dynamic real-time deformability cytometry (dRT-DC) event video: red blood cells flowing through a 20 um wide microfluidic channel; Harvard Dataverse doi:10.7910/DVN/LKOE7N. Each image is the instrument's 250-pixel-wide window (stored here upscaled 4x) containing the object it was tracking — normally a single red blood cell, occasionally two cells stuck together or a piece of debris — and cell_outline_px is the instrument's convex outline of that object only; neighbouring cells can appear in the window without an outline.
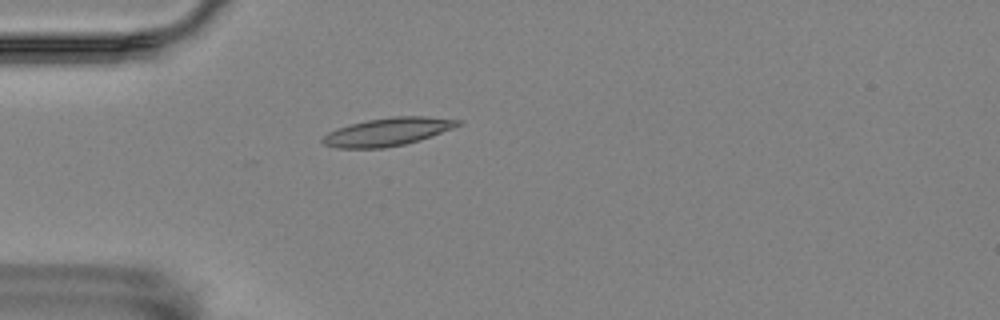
{"species": "Egyptian fruit bat (a non-hibernating species)", "species_latin": "Rousettus aegyptiacus", "temperature_condition": "room temperature", "stored_images_in_passage": 1, "camera_frame_rate_fps": 3000, "um_per_image_px": 0.085, "animal": {"sex": "female"}, "frame": {"image": 1, "passage_image": 1, "time_ms": 0.0, "image_size_px": [1000, 320], "cell_outline_px": [[464, 120], [460, 124], [452, 128], [432, 136], [420, 140], [404, 144], [384, 148], [336, 148], [324, 144], [320, 140], [328, 132], [336, 128], [348, 124], [368, 120], [392, 116], [424, 116]], "centroid_in_image_um": [32.93, 11.2], "position_along_channel_um": 52.1, "area_um2": 22.14}}